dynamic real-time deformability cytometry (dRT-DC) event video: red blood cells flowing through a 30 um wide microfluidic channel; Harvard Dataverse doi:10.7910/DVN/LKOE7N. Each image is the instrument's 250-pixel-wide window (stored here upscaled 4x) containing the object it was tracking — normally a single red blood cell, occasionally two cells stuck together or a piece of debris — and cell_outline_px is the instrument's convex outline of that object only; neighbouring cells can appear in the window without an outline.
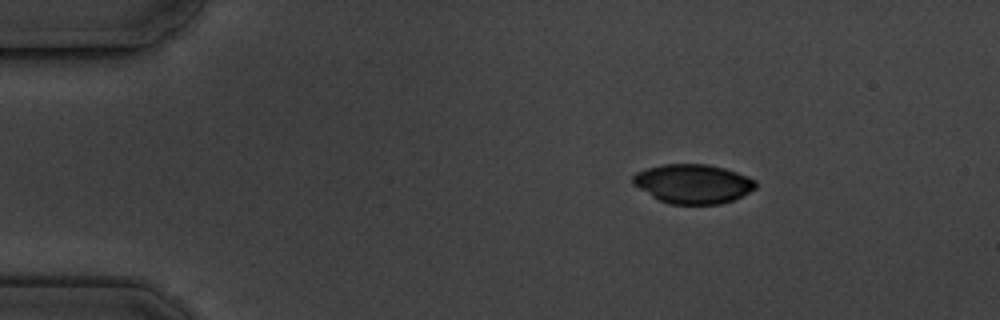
{"species": "common noctule bat (a hibernating species)", "species_latin": "Nyctalus noctula", "temperature_condition": "cold", "stored_images_in_passage": 11, "camera_frame_rate_fps": 3000, "um_per_image_px": 0.085, "animal": {"sex": "male", "body_mass_g": 19.5, "forearm_length_mm": 54.6}, "frame": {"image": 1, "passage_image": 2, "time_ms": 1.333, "image_size_px": [1000, 320], "cell_outline_px": [[756, 188], [732, 200], [720, 204], [668, 204], [652, 196], [632, 184], [632, 176], [636, 172], [648, 168], [664, 164], [708, 164], [724, 168], [748, 176], [756, 180]], "centroid_in_image_um": [58.89, 15.62], "position_along_channel_um": 26.1, "area_um2": 27.98}}
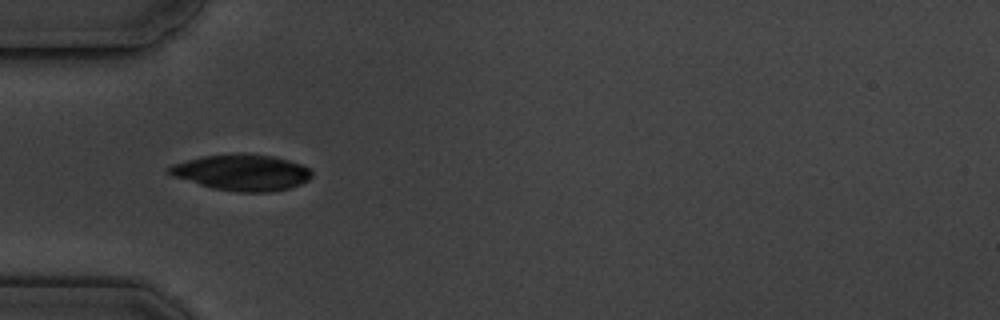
{"frame": {"image": 2, "passage_image": 4, "time_ms": 4.333, "image_size_px": [1000, 320], "cell_outline_px": [[312, 176], [308, 180], [300, 184], [288, 188], [268, 192], [240, 192], [212, 188], [172, 176], [164, 168], [172, 164], [204, 156], [240, 152], [244, 152], [272, 156], [288, 160], [300, 164], [308, 168], [312, 172]], "centroid_in_image_um": [20.54, 14.65], "position_along_channel_um": 64.5, "area_um2": 30.06}}